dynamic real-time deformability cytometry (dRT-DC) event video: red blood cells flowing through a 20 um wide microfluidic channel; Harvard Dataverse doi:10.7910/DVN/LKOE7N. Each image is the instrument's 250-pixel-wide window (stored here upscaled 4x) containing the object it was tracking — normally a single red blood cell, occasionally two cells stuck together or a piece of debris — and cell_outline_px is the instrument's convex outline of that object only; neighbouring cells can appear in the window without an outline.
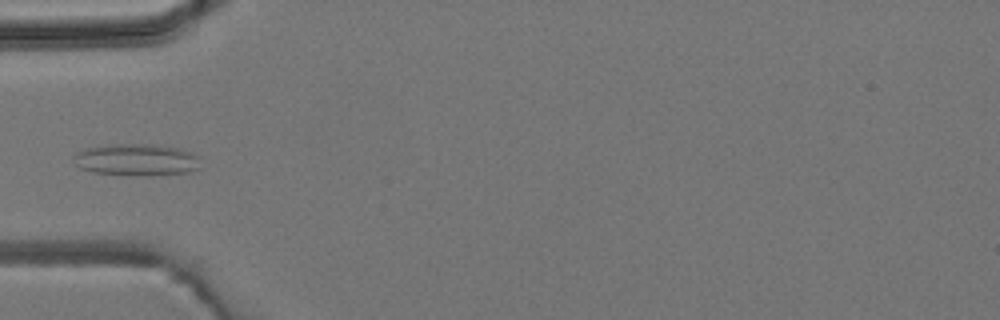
{"species": "common noctule bat (a hibernating species)", "species_latin": "Nyctalus noctula", "temperature_condition": "room temperature", "stored_images_in_passage": 6, "camera_frame_rate_fps": 3000, "um_per_image_px": 0.085, "animal": {"sex": "male", "body_mass_g": 19.2, "forearm_length_mm": 51.8}, "frame": {"image": 1, "passage_image": 6, "time_ms": 6.667, "image_size_px": [1000, 320], "cell_outline_px": [[200, 168], [188, 172], [152, 176], [92, 172], [80, 168], [72, 160], [72, 156], [76, 152], [84, 148], [108, 144], [156, 144], [176, 148], [188, 152], [196, 156]], "centroid_in_image_um": [11.53, 13.57], "position_along_channel_um": 73.5, "area_um2": 23.58}}